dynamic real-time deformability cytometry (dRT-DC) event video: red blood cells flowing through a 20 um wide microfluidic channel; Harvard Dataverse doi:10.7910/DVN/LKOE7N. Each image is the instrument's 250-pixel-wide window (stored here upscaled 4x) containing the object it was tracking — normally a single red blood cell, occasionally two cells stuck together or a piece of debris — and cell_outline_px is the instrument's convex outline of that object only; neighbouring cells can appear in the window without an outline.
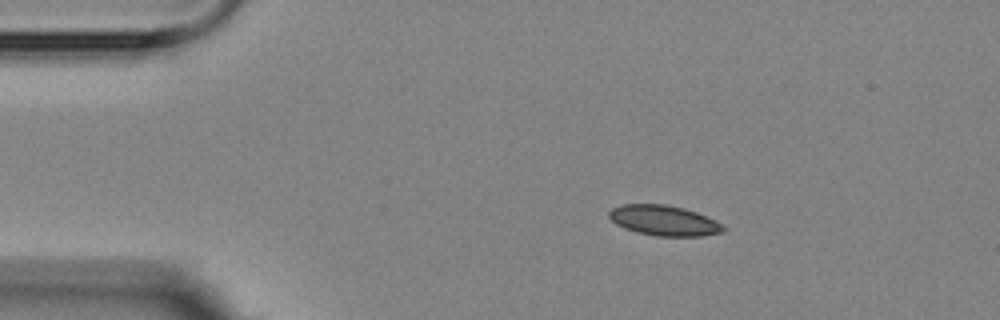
{"species": "Egyptian fruit bat (a non-hibernating species)", "species_latin": "Rousettus aegyptiacus", "temperature_condition": "room temperature", "stored_images_in_passage": 3, "camera_frame_rate_fps": 3000, "um_per_image_px": 0.085, "animal": {"sex": "female"}, "frame": {"image": 1, "passage_image": 1, "time_ms": 0.0, "image_size_px": [1000, 320], "cell_outline_px": [[728, 228], [724, 232], [704, 236], [656, 236], [636, 232], [624, 228], [616, 224], [608, 216], [608, 212], [612, 208], [620, 204], [664, 204], [684, 208], [696, 212], [716, 220]], "centroid_in_image_um": [56.46, 18.75], "position_along_channel_um": 28.5, "area_um2": 20.4}}